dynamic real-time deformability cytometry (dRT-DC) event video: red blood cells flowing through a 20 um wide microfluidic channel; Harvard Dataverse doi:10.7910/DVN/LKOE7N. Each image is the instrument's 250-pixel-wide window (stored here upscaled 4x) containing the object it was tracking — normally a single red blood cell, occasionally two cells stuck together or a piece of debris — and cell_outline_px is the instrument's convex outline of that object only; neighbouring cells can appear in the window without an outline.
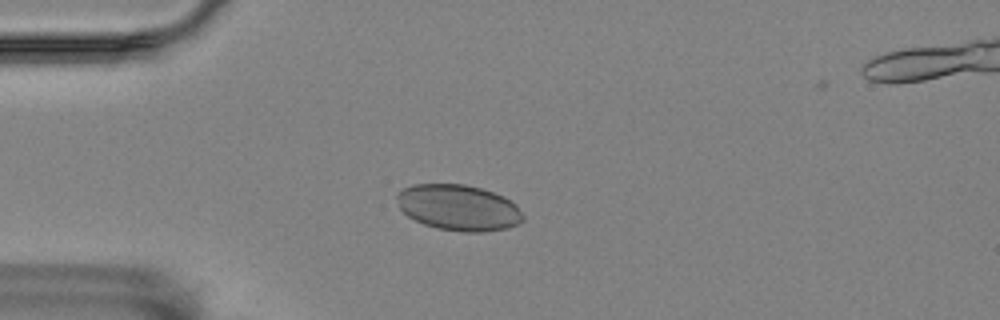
{"species": "Egyptian fruit bat (a non-hibernating species)", "species_latin": "Rousettus aegyptiacus", "temperature_condition": "room temperature", "stored_images_in_passage": 45, "camera_frame_rate_fps": 3000, "um_per_image_px": 0.085, "animal": {"sex": "female"}, "frame": {"image": 1, "passage_image": 3, "time_ms": 0.667, "image_size_px": [1000, 320], "cell_outline_px": [[524, 220], [508, 228], [484, 232], [460, 232], [436, 228], [424, 224], [408, 216], [400, 208], [396, 196], [396, 192], [412, 184], [464, 184], [480, 188], [504, 196], [516, 204], [524, 216]], "centroid_in_image_um": [38.98, 17.65], "position_along_channel_um": 46.0, "area_um2": 33.87}}
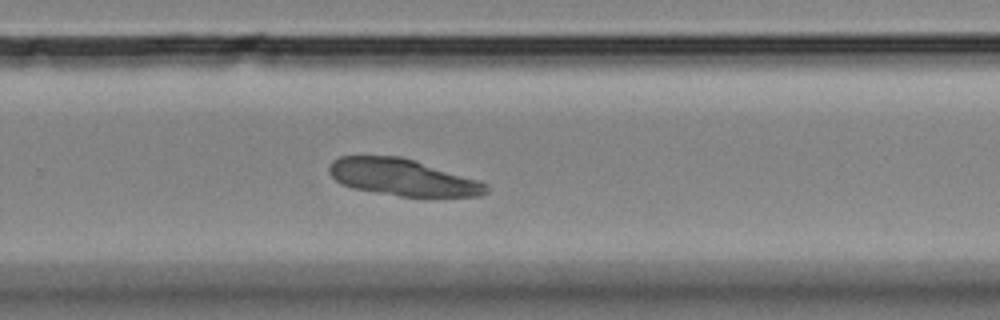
{"frame": {"image": 2, "passage_image": 26, "time_ms": 8.333, "image_size_px": [1000, 320], "cell_outline_px": [[488, 192], [480, 196], [424, 200], [352, 188], [340, 184], [328, 172], [328, 168], [332, 160], [340, 156], [400, 156], [480, 180], [488, 184]], "centroid_in_image_um": [34.3, 15.13], "position_along_channel_um": 295.5, "area_um2": 34.68}}
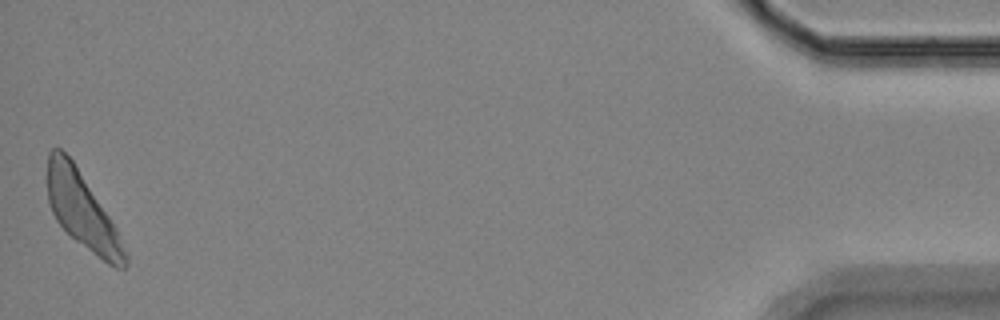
{"frame": {"image": 3, "passage_image": 45, "time_ms": 14.667, "image_size_px": [1000, 320], "cell_outline_px": [[128, 264], [124, 268], [116, 268], [108, 264], [76, 240], [56, 220], [52, 212], [48, 200], [48, 152], [52, 148], [60, 148], [72, 160], [116, 228], [128, 252]], "centroid_in_image_um": [7.0, 17.93], "position_along_channel_um": 428.2, "area_um2": 33.52}}